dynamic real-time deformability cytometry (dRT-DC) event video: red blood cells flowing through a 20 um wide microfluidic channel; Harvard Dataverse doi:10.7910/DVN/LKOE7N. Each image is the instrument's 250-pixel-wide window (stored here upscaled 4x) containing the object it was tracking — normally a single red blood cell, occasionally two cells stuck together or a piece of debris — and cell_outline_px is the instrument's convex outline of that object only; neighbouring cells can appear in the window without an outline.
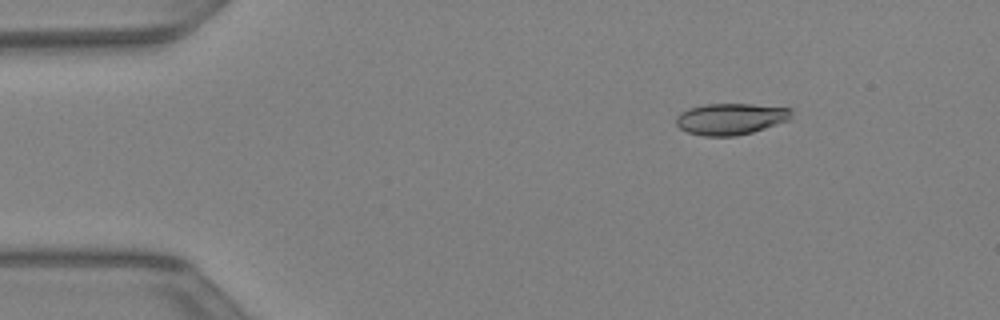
{"species": "Egyptian fruit bat (a non-hibernating species)", "species_latin": "Rousettus aegyptiacus", "temperature_condition": "warm", "stored_images_in_passage": 43, "camera_frame_rate_fps": 3000, "um_per_image_px": 0.085, "animal": {"sex": "female"}, "frame": {"image": 1, "passage_image": 6, "time_ms": 1.667, "image_size_px": [1000, 320], "cell_outline_px": [[792, 112], [788, 120], [752, 132], [736, 136], [704, 136], [688, 132], [680, 128], [676, 124], [676, 116], [680, 112], [688, 108], [704, 104], [752, 104], [792, 108]], "centroid_in_image_um": [62.08, 10.1], "position_along_channel_um": 22.9, "area_um2": 21.1}}
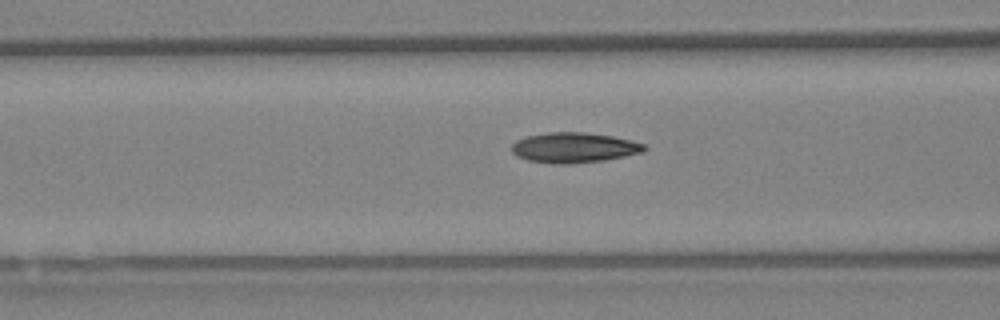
{"frame": {"image": 2, "passage_image": 17, "time_ms": 5.333, "image_size_px": [1000, 320], "cell_outline_px": [[648, 148], [644, 152], [604, 160], [572, 164], [556, 164], [528, 160], [516, 156], [512, 152], [512, 144], [516, 140], [528, 136], [548, 132], [584, 132], [612, 136], [632, 140], [644, 144]], "centroid_in_image_um": [48.8, 12.55], "position_along_channel_um": 117.8, "area_um2": 23.41}}
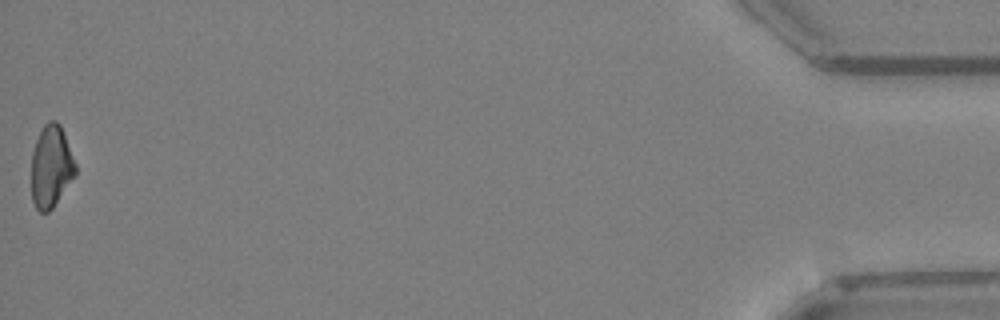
{"frame": {"image": 3, "passage_image": 43, "time_ms": 14.0, "image_size_px": [1000, 320], "cell_outline_px": [[76, 176], [52, 208], [48, 212], [40, 212], [36, 208], [32, 200], [32, 152], [36, 140], [44, 124], [48, 120], [56, 120], [60, 124], [76, 164]], "centroid_in_image_um": [4.35, 14.16], "position_along_channel_um": 430.8, "area_um2": 21.1}}